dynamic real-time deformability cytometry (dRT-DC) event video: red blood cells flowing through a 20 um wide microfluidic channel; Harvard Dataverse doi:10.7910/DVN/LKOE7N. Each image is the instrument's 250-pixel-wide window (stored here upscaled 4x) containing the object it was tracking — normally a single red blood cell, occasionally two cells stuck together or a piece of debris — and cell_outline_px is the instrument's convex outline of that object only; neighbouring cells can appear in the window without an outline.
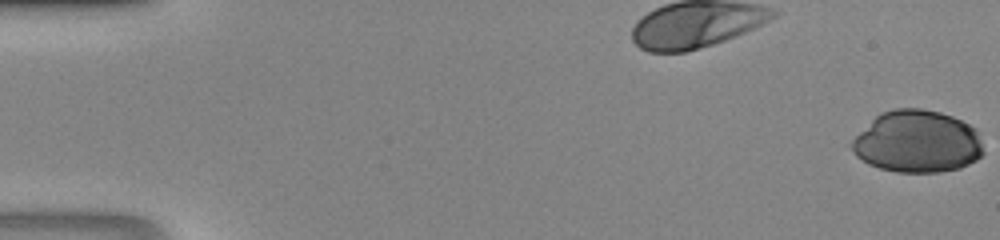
{"species": "human", "species_latin": "Homo sapiens", "temperature_condition": "room temperature", "stored_images_in_passage": 48, "camera_frame_rate_fps": 3000, "um_per_image_px": 0.085, "donor": {"sex": "male"}, "frame": {"image": 1, "passage_image": 1, "time_ms": 0.0, "image_size_px": [1000, 240], "cell_outline_px": [[984, 152], [976, 160], [960, 168], [940, 172], [896, 172], [880, 168], [868, 164], [856, 156], [848, 144], [876, 116], [884, 112], [896, 108], [920, 108], [940, 112], [952, 116], [976, 128]], "centroid_in_image_um": [77.96, 12.05], "position_along_channel_um": 7.0, "area_um2": 47.63}}
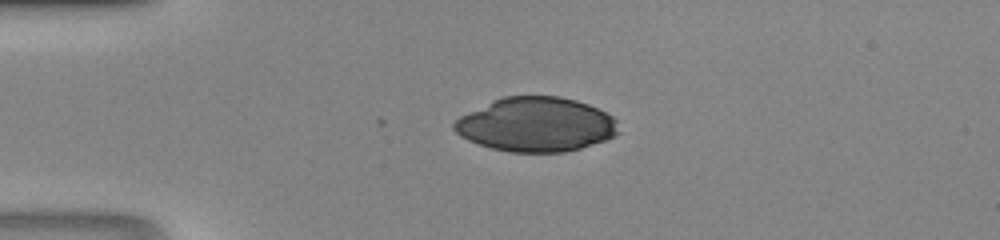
{"frame": {"image": 2, "passage_image": 13, "time_ms": 4.0, "image_size_px": [1000, 240], "cell_outline_px": [[620, 132], [616, 136], [580, 148], [564, 152], [512, 152], [492, 148], [468, 140], [460, 136], [452, 128], [452, 124], [460, 116], [504, 96], [560, 96], [576, 100], [588, 104], [612, 116], [616, 120]], "centroid_in_image_um": [45.58, 10.59], "position_along_channel_um": 39.4, "area_um2": 51.73}}